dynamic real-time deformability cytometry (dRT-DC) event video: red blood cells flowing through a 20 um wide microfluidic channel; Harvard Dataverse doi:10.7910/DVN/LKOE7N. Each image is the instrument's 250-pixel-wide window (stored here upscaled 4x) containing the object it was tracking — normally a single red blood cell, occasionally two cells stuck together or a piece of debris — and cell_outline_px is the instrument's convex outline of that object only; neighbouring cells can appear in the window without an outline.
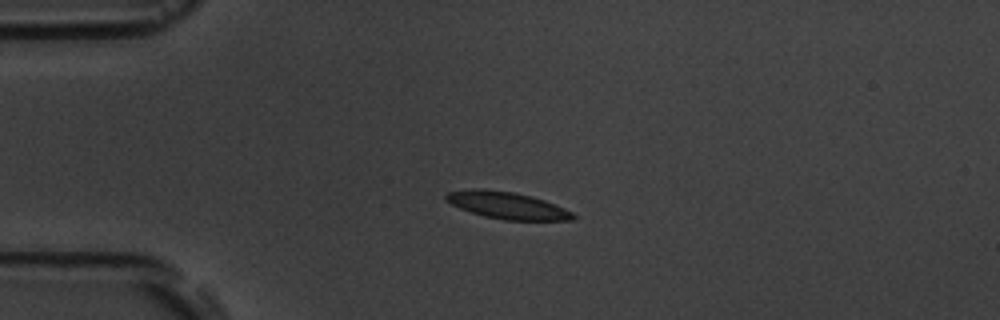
{"species": "common noctule bat (a hibernating species)", "species_latin": "Nyctalus noctula", "temperature_condition": "room temperature", "stored_images_in_passage": 3, "camera_frame_rate_fps": 3000, "um_per_image_px": 0.085, "animal": {"sex": "male", "body_mass_g": 19.5, "forearm_length_mm": 54.6}, "frame": {"image": 1, "passage_image": 3, "time_ms": 2.333, "image_size_px": [1000, 320], "cell_outline_px": [[576, 220], [504, 220], [484, 216], [460, 208], [444, 200], [444, 196], [448, 192], [472, 188], [484, 188], [512, 192], [532, 196], [544, 200], [564, 208], [572, 212], [576, 216]], "centroid_in_image_um": [43.1, 17.45], "position_along_channel_um": 41.9, "area_um2": 20.0}}